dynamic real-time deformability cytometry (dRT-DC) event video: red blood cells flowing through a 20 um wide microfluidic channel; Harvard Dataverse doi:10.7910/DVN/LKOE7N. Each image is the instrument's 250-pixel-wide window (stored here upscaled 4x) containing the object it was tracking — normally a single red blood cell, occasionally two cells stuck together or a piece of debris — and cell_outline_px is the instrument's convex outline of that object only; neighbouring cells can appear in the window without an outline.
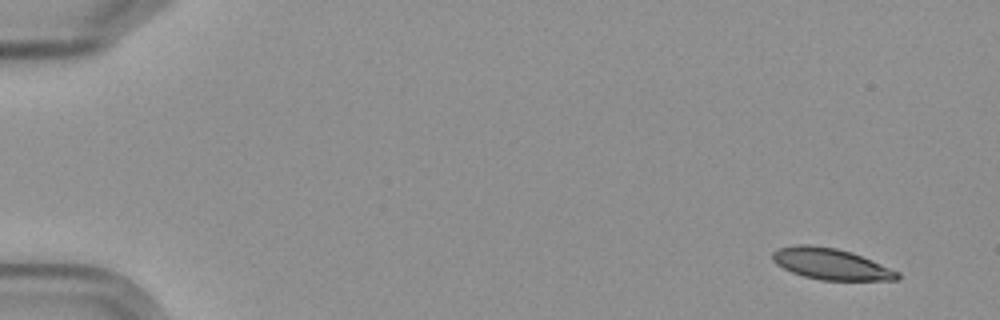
{"species": "Egyptian fruit bat (a non-hibernating species)", "species_latin": "Rousettus aegyptiacus", "temperature_condition": "cold", "stored_images_in_passage": 4, "camera_frame_rate_fps": 3000, "um_per_image_px": 0.085, "frame": {"image": 1, "passage_image": 1, "time_ms": 0.0, "image_size_px": [1000, 320], "cell_outline_px": [[900, 276], [896, 280], [820, 280], [804, 276], [792, 272], [776, 264], [772, 260], [772, 252], [776, 248], [796, 244], [808, 244], [836, 248], [852, 252], [900, 272]], "centroid_in_image_um": [70.59, 22.42], "position_along_channel_um": 14.4, "area_um2": 22.77}}
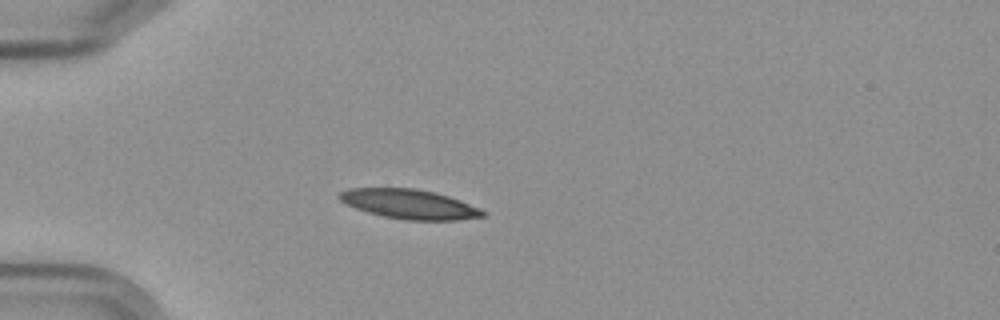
{"frame": {"image": 2, "passage_image": 4, "time_ms": 4.333, "image_size_px": [1000, 320], "cell_outline_px": [[484, 216], [456, 220], [404, 220], [384, 216], [368, 212], [356, 208], [340, 200], [336, 196], [340, 192], [348, 188], [416, 188], [436, 192], [460, 200], [480, 208], [484, 212]], "centroid_in_image_um": [34.78, 17.34], "position_along_channel_um": 50.2, "area_um2": 24.57}}